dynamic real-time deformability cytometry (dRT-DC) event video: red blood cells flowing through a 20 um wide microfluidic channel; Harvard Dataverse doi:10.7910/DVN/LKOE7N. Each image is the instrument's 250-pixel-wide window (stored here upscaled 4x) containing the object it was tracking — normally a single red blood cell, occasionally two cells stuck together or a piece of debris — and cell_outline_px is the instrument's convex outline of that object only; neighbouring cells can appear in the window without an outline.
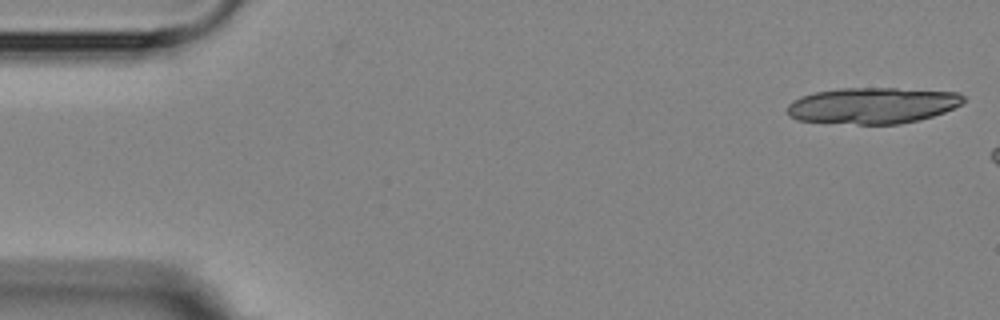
{"species": "Egyptian fruit bat (a non-hibernating species)", "species_latin": "Rousettus aegyptiacus", "temperature_condition": "room temperature", "stored_images_in_passage": 3, "camera_frame_rate_fps": 3000, "um_per_image_px": 0.085, "animal": {"sex": "female"}, "frame": {"image": 1, "passage_image": 1, "time_ms": 0.0, "image_size_px": [1000, 320], "cell_outline_px": [[964, 100], [960, 104], [944, 112], [920, 120], [900, 124], [856, 124], [796, 120], [788, 116], [788, 104], [792, 100], [800, 96], [816, 92], [840, 88], [896, 88], [960, 92], [964, 96]], "centroid_in_image_um": [74.16, 8.96], "position_along_channel_um": 10.8, "area_um2": 37.28}}